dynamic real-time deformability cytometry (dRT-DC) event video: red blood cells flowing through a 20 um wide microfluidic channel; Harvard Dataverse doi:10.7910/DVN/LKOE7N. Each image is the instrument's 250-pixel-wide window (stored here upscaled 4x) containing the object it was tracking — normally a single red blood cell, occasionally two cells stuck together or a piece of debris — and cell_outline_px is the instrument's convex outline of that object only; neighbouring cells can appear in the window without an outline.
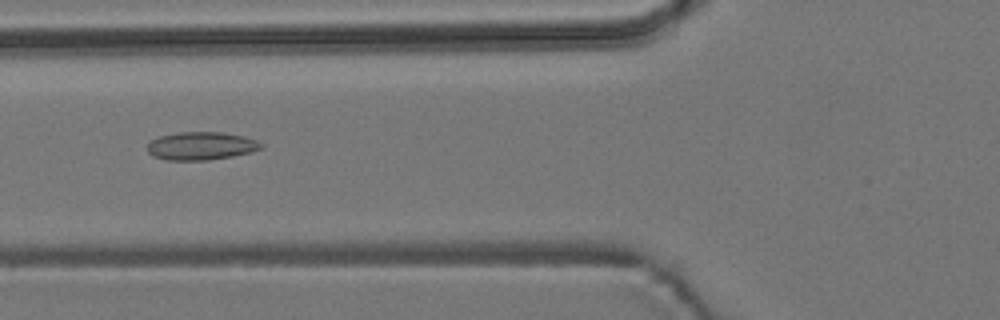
{"species": "common noctule bat (a hibernating species)", "species_latin": "Nyctalus noctula", "temperature_condition": "room temperature", "stored_images_in_passage": 38, "camera_frame_rate_fps": 3000, "um_per_image_px": 0.085, "animal": {"sex": "male", "body_mass_g": 19.2, "forearm_length_mm": 51.8}, "frame": {"image": 1, "passage_image": 4, "time_ms": 1.0, "image_size_px": [1000, 320], "cell_outline_px": [[264, 148], [252, 152], [232, 156], [208, 160], [168, 160], [152, 156], [148, 152], [148, 144], [152, 140], [160, 136], [180, 132], [224, 132], [244, 136], [256, 140], [264, 144]], "centroid_in_image_um": [17.14, 12.4], "position_along_channel_um": 108.7, "area_um2": 18.67}}
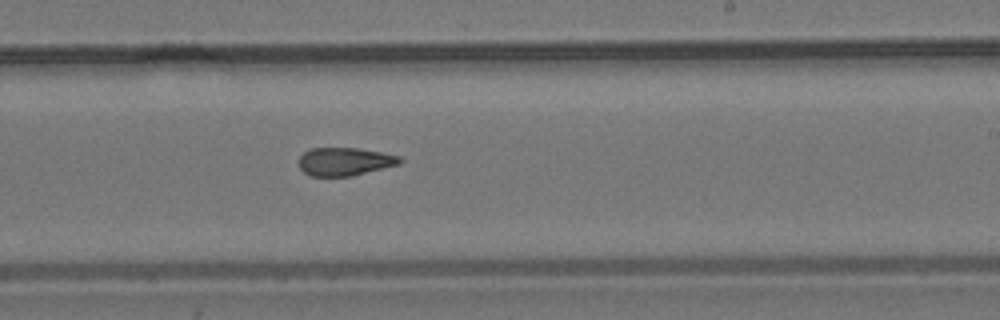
{"frame": {"image": 2, "passage_image": 16, "time_ms": 5.0, "image_size_px": [1000, 320], "cell_outline_px": [[404, 160], [400, 164], [352, 176], [312, 176], [304, 172], [300, 168], [300, 156], [308, 148], [356, 148], [380, 152], [400, 156]], "centroid_in_image_um": [29.32, 13.73], "position_along_channel_um": 259.7, "area_um2": 16.53}}
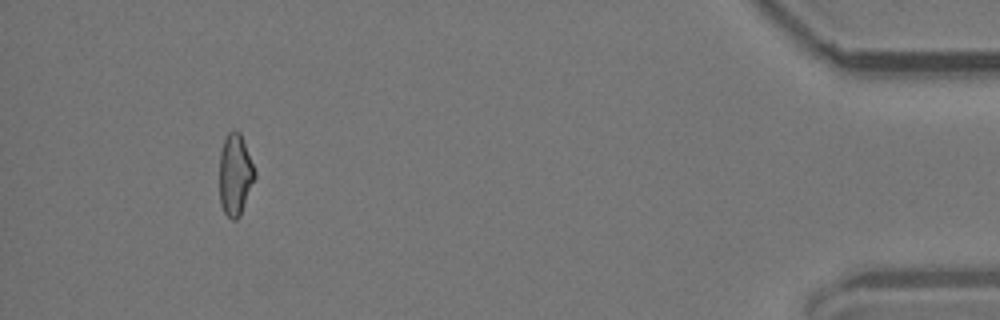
{"frame": {"image": 3, "passage_image": 34, "time_ms": 11.0, "image_size_px": [1000, 320], "cell_outline_px": [[256, 176], [240, 216], [236, 220], [232, 220], [224, 212], [220, 204], [220, 152], [224, 140], [228, 132], [232, 128], [236, 128], [240, 132], [256, 172]], "centroid_in_image_um": [19.99, 14.83], "position_along_channel_um": 415.2, "area_um2": 16.88}, "authors_computed_cell_mechanics": {"area_um2": 17.3111, "velocity_mm_per_s": 3.7799, "shape_relaxation_time_tau1_ms": null, "shape_relaxation_time_tau2_ms": 2.8209, "deformation_change_tau1": null, "deformation_change_tau2": 0.0889}}